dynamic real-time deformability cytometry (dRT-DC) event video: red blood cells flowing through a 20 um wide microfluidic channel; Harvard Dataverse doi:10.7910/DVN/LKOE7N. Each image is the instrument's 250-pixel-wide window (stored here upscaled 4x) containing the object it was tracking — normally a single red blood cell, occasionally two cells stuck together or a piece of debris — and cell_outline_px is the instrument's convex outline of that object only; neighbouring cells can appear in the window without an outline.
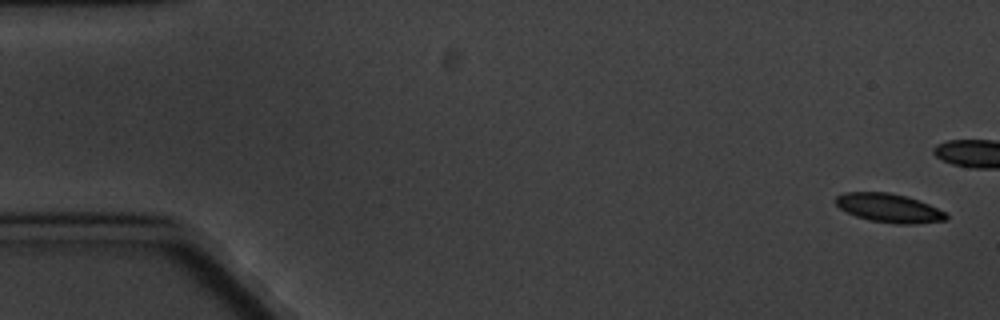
{"species": "common noctule bat (a hibernating species)", "species_latin": "Nyctalus noctula", "temperature_condition": "cold", "stored_images_in_passage": 6, "camera_frame_rate_fps": 3000, "um_per_image_px": 0.085, "animal": {"sex": "male", "body_mass_g": 20.1, "forearm_length_mm": 53.5}, "frame": {"image": 1, "passage_image": 1, "time_ms": 0.0, "image_size_px": [1000, 320], "cell_outline_px": [[948, 216], [944, 220], [916, 224], [896, 224], [868, 220], [856, 216], [840, 208], [836, 204], [836, 196], [844, 192], [888, 192], [908, 196], [928, 204], [944, 212]], "centroid_in_image_um": [75.54, 17.68], "position_along_channel_um": 9.5, "area_um2": 18.44}}